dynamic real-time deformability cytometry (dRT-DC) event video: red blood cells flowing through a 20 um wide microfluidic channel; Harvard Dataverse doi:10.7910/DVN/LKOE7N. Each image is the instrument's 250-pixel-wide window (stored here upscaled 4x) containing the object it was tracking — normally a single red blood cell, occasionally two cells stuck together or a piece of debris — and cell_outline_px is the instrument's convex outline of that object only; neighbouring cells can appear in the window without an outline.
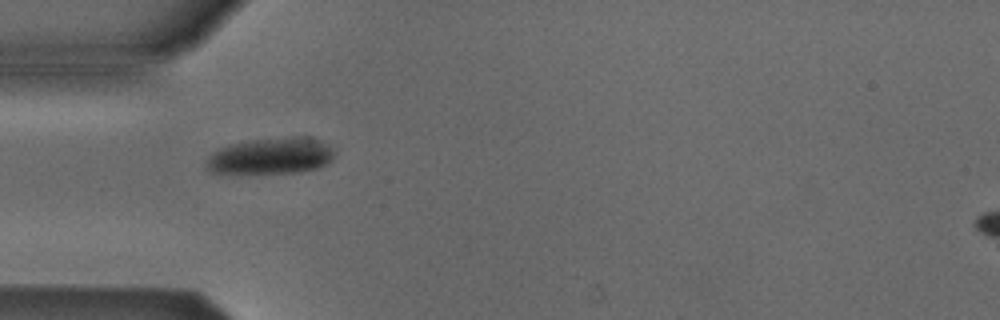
{"species": "Egyptian fruit bat (a non-hibernating species)", "species_latin": "Rousettus aegyptiacus", "temperature_condition": "cold", "stored_images_in_passage": 5, "camera_frame_rate_fps": 3000, "um_per_image_px": 0.085, "animal": {"sex": "male"}, "frame": {"image": 1, "passage_image": 4, "time_ms": 4.667, "image_size_px": [1000, 320], "cell_outline_px": [[336, 152], [332, 160], [328, 164], [320, 168], [300, 172], [236, 176], [208, 172], [204, 168], [208, 156], [212, 152], [220, 148], [232, 144], [252, 140], [304, 136], [308, 136], [320, 140], [336, 148]], "centroid_in_image_um": [23.01, 13.32], "position_along_channel_um": 62.0, "area_um2": 28.55}}